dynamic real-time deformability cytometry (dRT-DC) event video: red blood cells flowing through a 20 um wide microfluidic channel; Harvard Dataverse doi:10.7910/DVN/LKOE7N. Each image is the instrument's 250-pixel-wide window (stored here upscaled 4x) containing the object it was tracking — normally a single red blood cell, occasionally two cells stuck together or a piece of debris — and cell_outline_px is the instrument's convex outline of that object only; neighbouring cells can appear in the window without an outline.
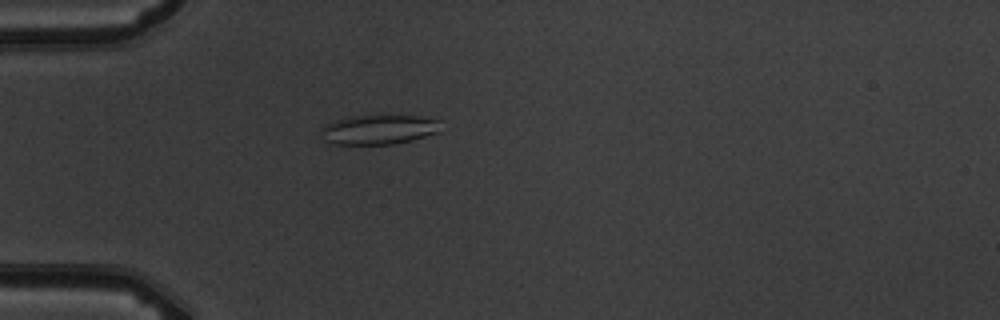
{"species": "common noctule bat (a hibernating species)", "species_latin": "Nyctalus noctula", "temperature_condition": "warm", "stored_images_in_passage": 1, "camera_frame_rate_fps": 3000, "um_per_image_px": 0.085, "animal": {"sex": "male", "body_mass_g": 19.5, "forearm_length_mm": 54.6}, "frame": {"image": 1, "passage_image": 1, "time_ms": 0.0, "image_size_px": [1000, 320], "cell_outline_px": [[440, 132], [412, 140], [392, 144], [328, 144], [320, 136], [320, 128], [336, 120], [352, 116], [416, 116], [440, 120]], "centroid_in_image_um": [32.17, 11.03], "position_along_channel_um": 52.8, "area_um2": 20.63}}